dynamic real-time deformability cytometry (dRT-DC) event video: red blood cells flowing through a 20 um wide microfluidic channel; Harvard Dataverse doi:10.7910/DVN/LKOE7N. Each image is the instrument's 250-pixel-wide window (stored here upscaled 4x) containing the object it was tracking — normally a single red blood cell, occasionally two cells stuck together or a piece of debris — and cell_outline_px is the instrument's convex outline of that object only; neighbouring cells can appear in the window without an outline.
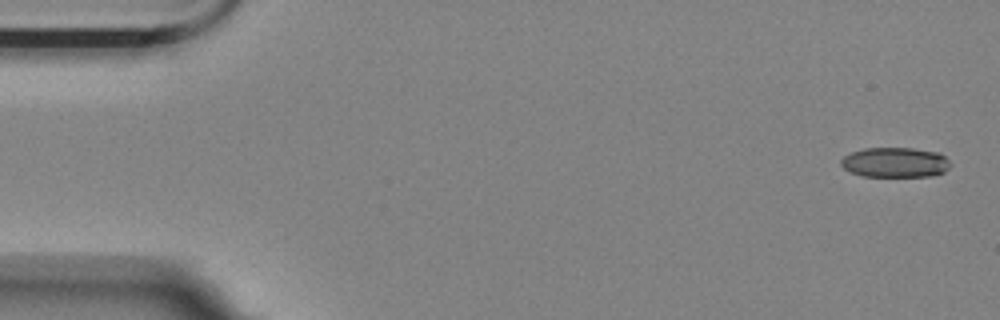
{"species": "Egyptian fruit bat (a non-hibernating species)", "species_latin": "Rousettus aegyptiacus", "temperature_condition": "room temperature", "stored_images_in_passage": 5, "camera_frame_rate_fps": 3000, "um_per_image_px": 0.085, "animal": {"sex": "female"}, "frame": {"image": 1, "passage_image": 1, "time_ms": 0.0, "image_size_px": [1000, 320], "cell_outline_px": [[952, 164], [944, 172], [932, 176], [864, 176], [852, 172], [844, 168], [840, 164], [840, 160], [844, 156], [852, 152], [864, 148], [912, 148], [940, 152]], "centroid_in_image_um": [76.11, 13.8], "position_along_channel_um": 8.9, "area_um2": 19.13}}
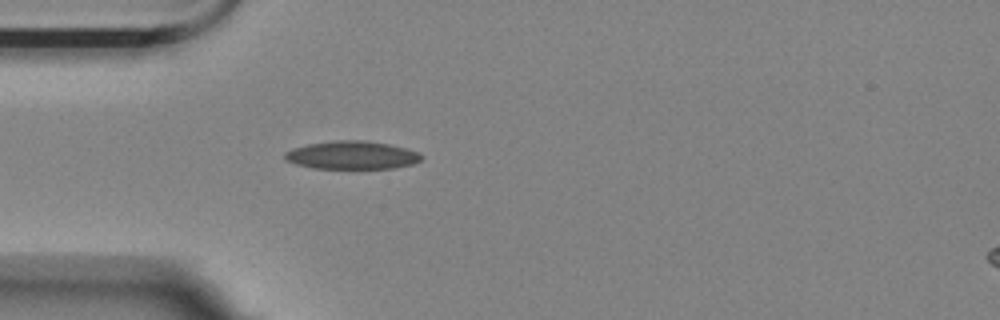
{"frame": {"image": 2, "passage_image": 5, "time_ms": 1.333, "image_size_px": [1000, 320], "cell_outline_px": [[424, 156], [420, 160], [412, 164], [392, 168], [312, 168], [296, 164], [284, 160], [284, 152], [292, 148], [308, 144], [336, 140], [364, 140], [388, 144], [420, 152]], "centroid_in_image_um": [29.89, 13.18], "position_along_channel_um": 55.1, "area_um2": 22.37}}